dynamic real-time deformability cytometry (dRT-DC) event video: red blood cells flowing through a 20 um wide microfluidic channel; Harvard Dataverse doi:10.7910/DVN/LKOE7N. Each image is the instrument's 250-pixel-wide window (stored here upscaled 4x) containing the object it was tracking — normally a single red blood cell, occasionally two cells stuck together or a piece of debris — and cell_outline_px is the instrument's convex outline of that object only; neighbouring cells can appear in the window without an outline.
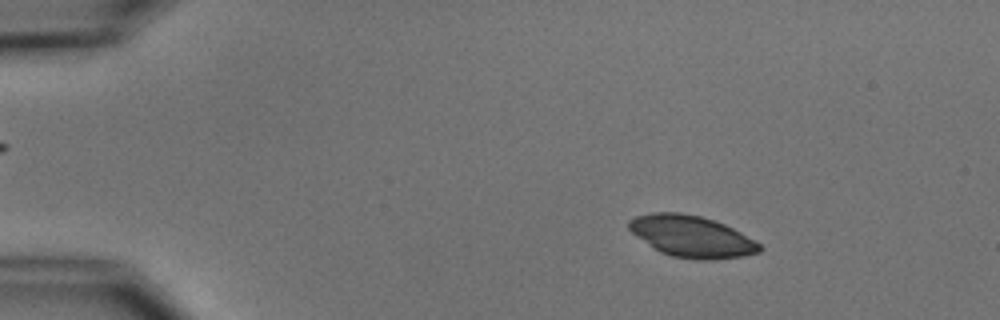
{"species": "common noctule bat (a hibernating species)", "species_latin": "Nyctalus noctula", "temperature_condition": "cold", "stored_images_in_passage": 3, "camera_frame_rate_fps": 3000, "um_per_image_px": 0.085, "animal": {"sex": "male", "body_mass_g": 15.6}, "frame": {"image": 1, "passage_image": 1, "time_ms": 0.0, "image_size_px": [1000, 320], "cell_outline_px": [[764, 248], [760, 252], [744, 256], [712, 260], [696, 260], [672, 256], [660, 252], [636, 236], [628, 228], [628, 220], [636, 216], [652, 212], [680, 212], [700, 216], [724, 224], [740, 232], [760, 244]], "centroid_in_image_um": [58.79, 20.1], "position_along_channel_um": 26.2, "area_um2": 31.62}}